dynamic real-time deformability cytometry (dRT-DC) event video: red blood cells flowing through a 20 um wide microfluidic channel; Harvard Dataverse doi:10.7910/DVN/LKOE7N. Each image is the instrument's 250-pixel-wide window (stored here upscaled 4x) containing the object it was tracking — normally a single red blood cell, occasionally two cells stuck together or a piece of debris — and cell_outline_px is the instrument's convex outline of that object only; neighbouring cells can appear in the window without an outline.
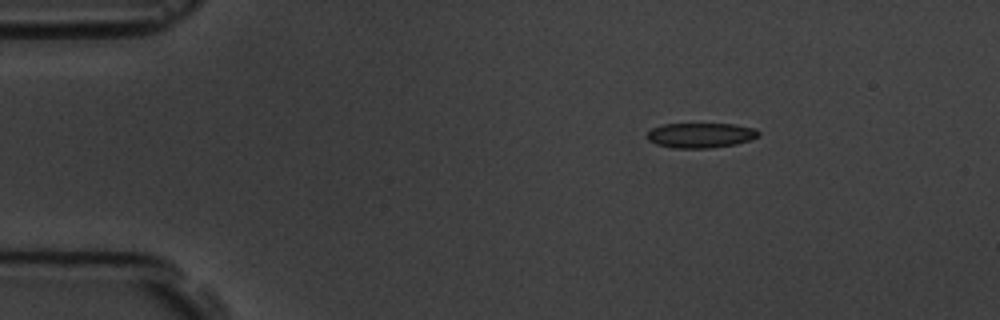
{"species": "common noctule bat (a hibernating species)", "species_latin": "Nyctalus noctula", "temperature_condition": "room temperature", "stored_images_in_passage": 7, "camera_frame_rate_fps": 3000, "um_per_image_px": 0.085, "animal": {"sex": "male", "body_mass_g": 19.5, "forearm_length_mm": 54.6}, "frame": {"image": 1, "passage_image": 1, "time_ms": 0.0, "image_size_px": [1000, 320], "cell_outline_px": [[760, 136], [752, 140], [736, 144], [712, 148], [672, 148], [656, 144], [648, 140], [644, 136], [652, 128], [664, 124], [736, 124], [756, 128], [760, 132]], "centroid_in_image_um": [59.58, 11.5], "position_along_channel_um": 25.4, "area_um2": 16.53}}
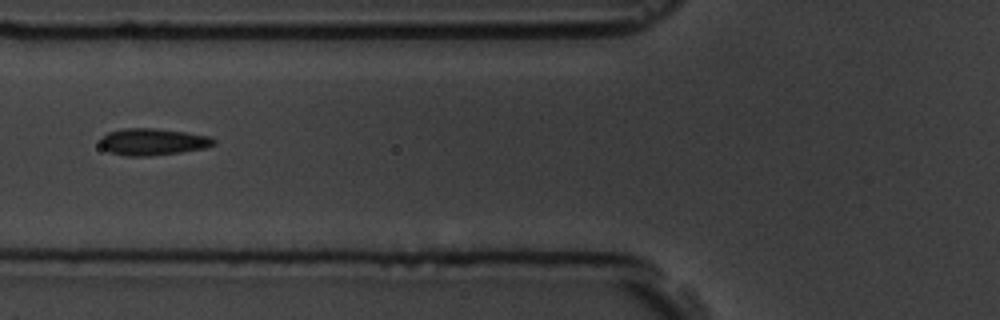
{"frame": {"image": 2, "passage_image": 5, "time_ms": 4.333, "image_size_px": [1000, 320], "cell_outline_px": [[216, 144], [204, 148], [180, 152], [148, 156], [124, 156], [108, 152], [100, 144], [100, 136], [108, 132], [124, 128], [156, 128], [184, 132], [208, 136], [216, 140]], "centroid_in_image_um": [12.94, 12.05], "position_along_channel_um": 112.9, "area_um2": 17.8}}
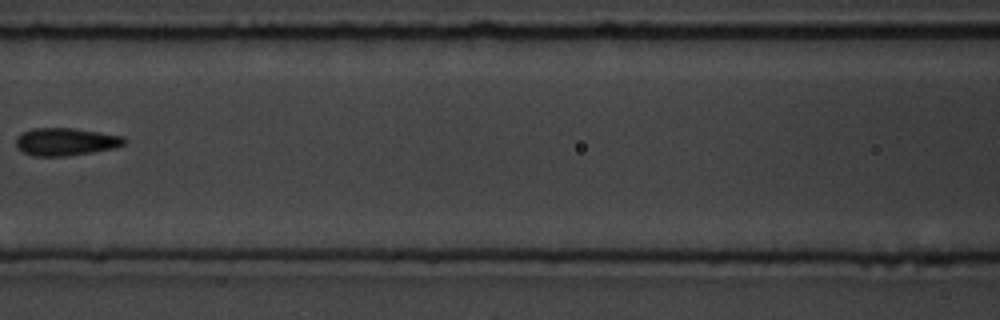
{"frame": {"image": 3, "passage_image": 6, "time_ms": 5.667, "image_size_px": [1000, 320], "cell_outline_px": [[128, 140], [124, 144], [116, 148], [92, 152], [64, 156], [32, 156], [16, 148], [16, 136], [32, 128], [72, 128], [124, 136]], "centroid_in_image_um": [5.59, 12.05], "position_along_channel_um": 161.0, "area_um2": 17.51}}